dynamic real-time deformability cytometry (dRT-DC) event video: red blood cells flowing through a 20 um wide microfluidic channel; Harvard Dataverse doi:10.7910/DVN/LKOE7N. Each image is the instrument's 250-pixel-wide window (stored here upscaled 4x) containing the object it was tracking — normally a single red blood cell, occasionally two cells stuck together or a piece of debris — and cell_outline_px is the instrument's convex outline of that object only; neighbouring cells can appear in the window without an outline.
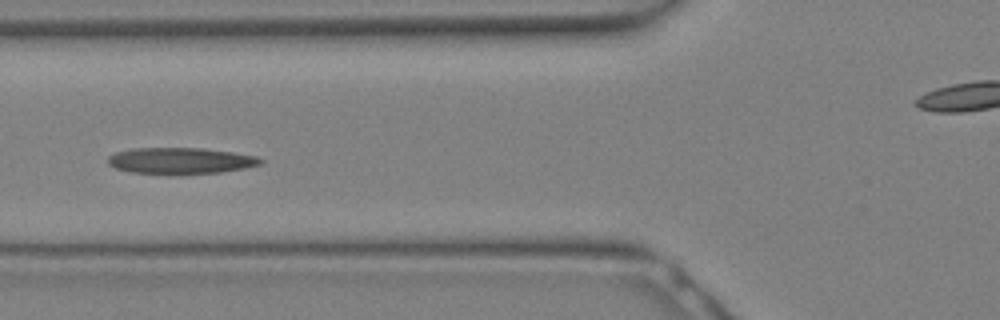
{"species": "Egyptian fruit bat (a non-hibernating species)", "species_latin": "Rousettus aegyptiacus", "temperature_condition": "warm", "stored_images_in_passage": 17, "camera_frame_rate_fps": 3000, "um_per_image_px": 0.085, "animal": {"sex": "female"}, "frame": {"image": 1, "passage_image": 12, "time_ms": 3.667, "image_size_px": [1000, 320], "cell_outline_px": [[264, 164], [244, 168], [220, 172], [132, 172], [116, 168], [108, 164], [108, 156], [116, 152], [132, 148], [200, 148], [232, 152], [256, 156], [264, 160]], "centroid_in_image_um": [15.37, 13.63], "position_along_channel_um": 110.4, "area_um2": 22.6}}
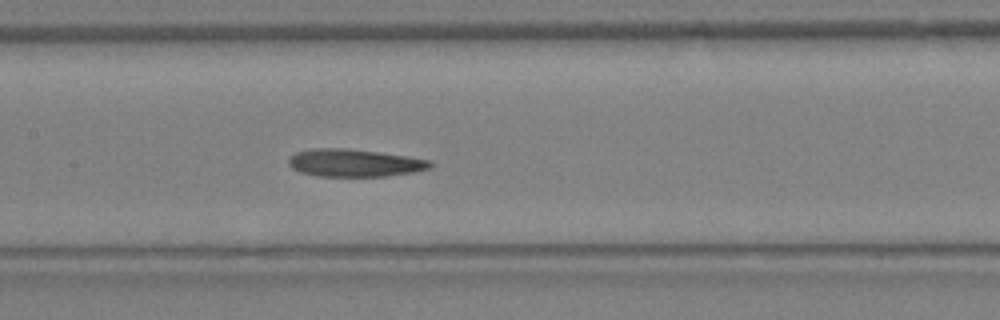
{"frame": {"image": 2, "passage_image": 15, "time_ms": 4.667, "image_size_px": [1000, 320], "cell_outline_px": [[432, 168], [412, 172], [388, 176], [316, 176], [300, 172], [292, 168], [288, 164], [288, 160], [296, 152], [316, 148], [344, 148], [376, 152], [432, 160]], "centroid_in_image_um": [30.12, 13.85], "position_along_channel_um": 177.3, "area_um2": 22.6}}
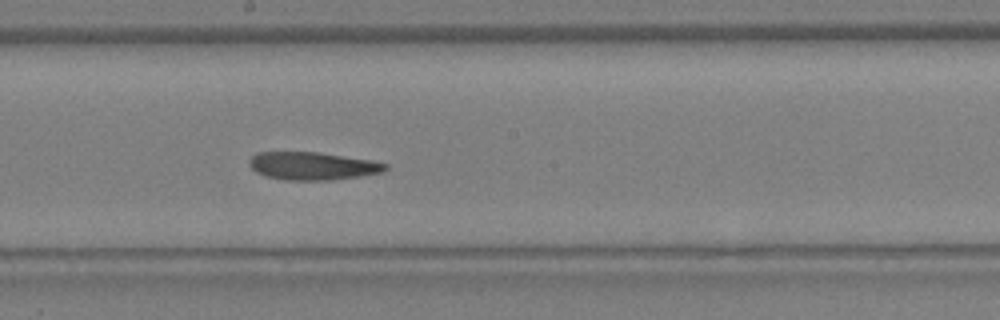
{"frame": {"image": 3, "passage_image": 17, "time_ms": 5.333, "image_size_px": [1000, 320], "cell_outline_px": [[388, 168], [384, 172], [360, 176], [332, 180], [288, 180], [264, 176], [256, 172], [248, 164], [248, 160], [256, 152], [320, 152], [372, 160], [388, 164]], "centroid_in_image_um": [26.57, 14.1], "position_along_channel_um": 221.6, "area_um2": 22.31}}